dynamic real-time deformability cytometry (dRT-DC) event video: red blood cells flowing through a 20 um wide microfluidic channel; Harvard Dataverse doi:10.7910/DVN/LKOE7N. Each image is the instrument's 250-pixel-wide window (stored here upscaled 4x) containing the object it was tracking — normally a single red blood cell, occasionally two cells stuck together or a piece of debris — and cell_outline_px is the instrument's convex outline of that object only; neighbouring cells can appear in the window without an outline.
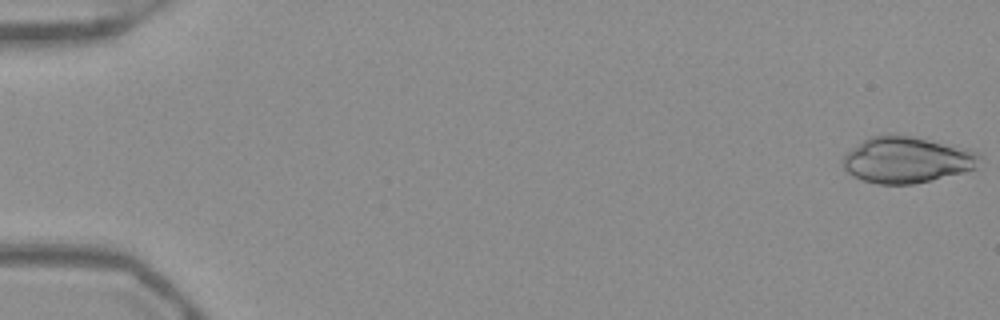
{"species": "Egyptian fruit bat (a non-hibernating species)", "species_latin": "Rousettus aegyptiacus", "temperature_condition": "warm", "stored_images_in_passage": 52, "camera_frame_rate_fps": 3000, "um_per_image_px": 0.085, "frame": {"image": 1, "passage_image": 1, "time_ms": 0.0, "image_size_px": [1000, 320], "cell_outline_px": [[980, 156], [976, 168], [964, 172], [912, 184], [876, 184], [852, 176], [844, 168], [844, 152], [868, 136], [888, 132], [912, 136], [968, 148], [976, 152]], "centroid_in_image_um": [77.03, 13.55], "position_along_channel_um": 8.0, "area_um2": 37.17}}